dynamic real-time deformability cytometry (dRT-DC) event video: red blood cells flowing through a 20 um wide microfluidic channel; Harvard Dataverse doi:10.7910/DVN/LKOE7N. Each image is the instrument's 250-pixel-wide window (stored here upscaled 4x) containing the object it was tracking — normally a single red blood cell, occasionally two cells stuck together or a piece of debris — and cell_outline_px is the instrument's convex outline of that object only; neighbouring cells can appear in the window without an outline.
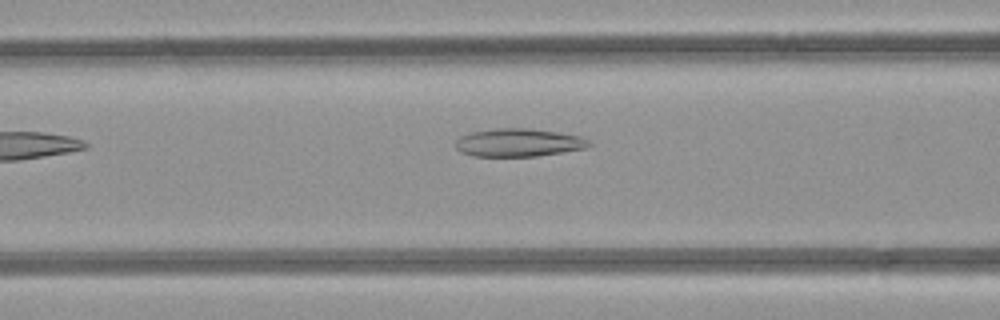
{"species": "common noctule bat (a hibernating species)", "species_latin": "Nyctalus noctula", "temperature_condition": "room temperature", "stored_images_in_passage": 6, "camera_frame_rate_fps": 3000, "um_per_image_px": 0.085, "animal": {"sex": "female", "body_mass_g": 21.9}, "frame": {"image": 1, "passage_image": 6, "time_ms": 6.0, "image_size_px": [1000, 320], "cell_outline_px": [[592, 144], [588, 148], [536, 156], [472, 156], [460, 152], [456, 148], [456, 140], [460, 136], [472, 132], [496, 128], [528, 128], [556, 132], [580, 136], [588, 140]], "centroid_in_image_um": [44.07, 12.12], "position_along_channel_um": 122.5, "area_um2": 21.79}}